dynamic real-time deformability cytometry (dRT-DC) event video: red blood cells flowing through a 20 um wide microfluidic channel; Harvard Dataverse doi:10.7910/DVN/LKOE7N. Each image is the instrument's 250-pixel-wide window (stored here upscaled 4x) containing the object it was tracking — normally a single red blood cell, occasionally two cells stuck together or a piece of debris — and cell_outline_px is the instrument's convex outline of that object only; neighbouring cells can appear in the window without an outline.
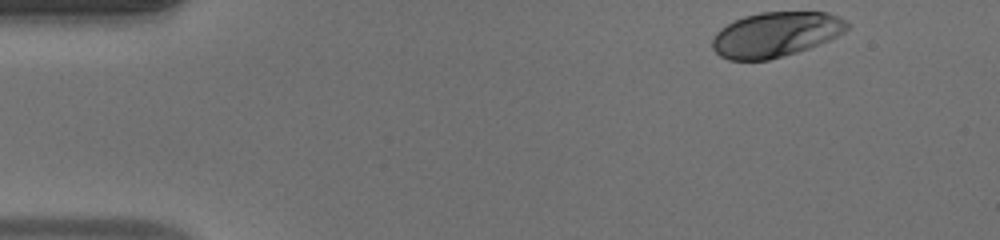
{"species": "human", "species_latin": "Homo sapiens", "temperature_condition": "warm", "stored_images_in_passage": 38, "camera_frame_rate_fps": 3000, "um_per_image_px": 0.085, "donor": {"sex": "male"}, "frame": {"image": 1, "passage_image": 1, "time_ms": 0.0, "image_size_px": [1000, 240], "cell_outline_px": [[848, 28], [844, 32], [820, 44], [796, 52], [768, 60], [728, 60], [720, 56], [712, 48], [712, 40], [716, 32], [720, 28], [744, 16], [760, 12], [828, 12], [844, 20], [848, 24]], "centroid_in_image_um": [65.9, 2.93], "position_along_channel_um": 19.1, "area_um2": 35.08}}
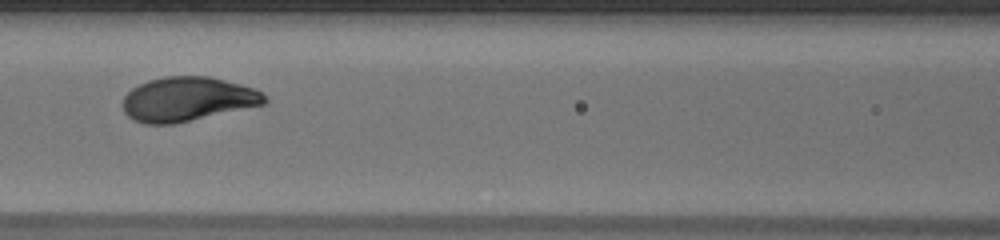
{"frame": {"image": 2, "passage_image": 18, "time_ms": 5.667, "image_size_px": [1000, 240], "cell_outline_px": [[268, 100], [264, 104], [176, 124], [144, 124], [132, 120], [124, 112], [124, 96], [132, 88], [148, 80], [164, 76], [208, 76], [240, 84], [252, 88], [260, 92]], "centroid_in_image_um": [15.9, 8.44], "position_along_channel_um": 150.7, "area_um2": 36.47}}
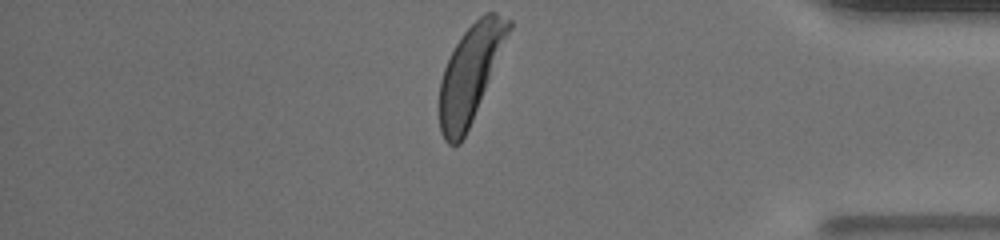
{"frame": {"image": 3, "passage_image": 38, "time_ms": 12.333, "image_size_px": [1000, 240], "cell_outline_px": [[512, 28], [472, 120], [460, 144], [448, 144], [444, 140], [440, 132], [440, 80], [444, 68], [460, 36], [484, 12], [496, 12], [512, 20]], "centroid_in_image_um": [39.98, 6.22], "position_along_channel_um": 395.2, "area_um2": 38.15}, "authors_computed_cell_mechanics": {"area_um2": 36.2406, "velocity_mm_per_s": 4.0989, "shape_relaxation_time_tau1_ms": 2.4757, "shape_relaxation_time_tau2_ms": null, "deformation_change_tau1": 0.1911, "deformation_change_tau2": null}}